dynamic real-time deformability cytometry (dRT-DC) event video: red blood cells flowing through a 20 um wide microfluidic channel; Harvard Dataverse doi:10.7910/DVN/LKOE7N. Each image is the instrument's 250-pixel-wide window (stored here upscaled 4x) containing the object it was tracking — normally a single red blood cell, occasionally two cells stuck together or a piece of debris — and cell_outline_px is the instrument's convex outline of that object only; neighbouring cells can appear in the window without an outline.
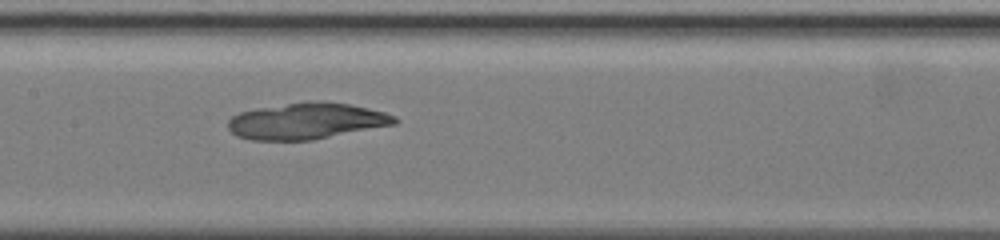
{"species": "common noctule bat (a hibernating species)", "species_latin": "Nyctalus noctula", "temperature_condition": "warm", "stored_images_in_passage": 73, "camera_frame_rate_fps": 3000, "um_per_image_px": 0.085, "animal": {"sex": "female", "body_mass_g": 19.5, "forearm_length_mm": 54.1}, "frame": {"image": 1, "passage_image": 40, "time_ms": 13.0, "image_size_px": [1000, 240], "cell_outline_px": [[400, 120], [396, 124], [312, 140], [252, 140], [236, 136], [228, 128], [228, 120], [232, 116], [240, 112], [256, 108], [308, 100], [312, 100], [348, 104], [368, 108], [384, 112], [396, 116]], "centroid_in_image_um": [26.05, 10.28], "position_along_channel_um": 181.3, "area_um2": 35.37}}
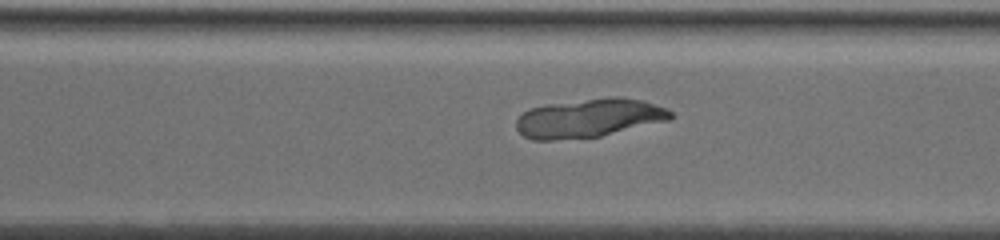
{"frame": {"image": 2, "passage_image": 54, "time_ms": 17.667, "image_size_px": [1000, 240], "cell_outline_px": [[672, 116], [668, 120], [600, 136], [552, 140], [532, 140], [524, 136], [516, 128], [516, 120], [528, 108], [544, 104], [608, 96], [616, 96], [644, 100], [664, 108], [672, 112]], "centroid_in_image_um": [50.02, 10.02], "position_along_channel_um": 320.6, "area_um2": 34.85}}
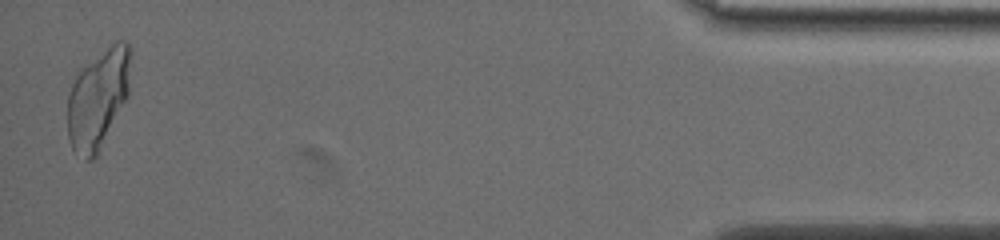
{"frame": {"image": 3, "passage_image": 72, "time_ms": 23.667, "image_size_px": [1000, 240], "cell_outline_px": [[132, 52], [128, 96], [96, 156], [92, 160], [84, 160], [72, 152], [68, 136], [68, 96], [76, 72], [80, 68], [116, 40], [124, 40], [128, 44]], "centroid_in_image_um": [8.33, 8.37], "position_along_channel_um": 426.9, "area_um2": 36.93}}